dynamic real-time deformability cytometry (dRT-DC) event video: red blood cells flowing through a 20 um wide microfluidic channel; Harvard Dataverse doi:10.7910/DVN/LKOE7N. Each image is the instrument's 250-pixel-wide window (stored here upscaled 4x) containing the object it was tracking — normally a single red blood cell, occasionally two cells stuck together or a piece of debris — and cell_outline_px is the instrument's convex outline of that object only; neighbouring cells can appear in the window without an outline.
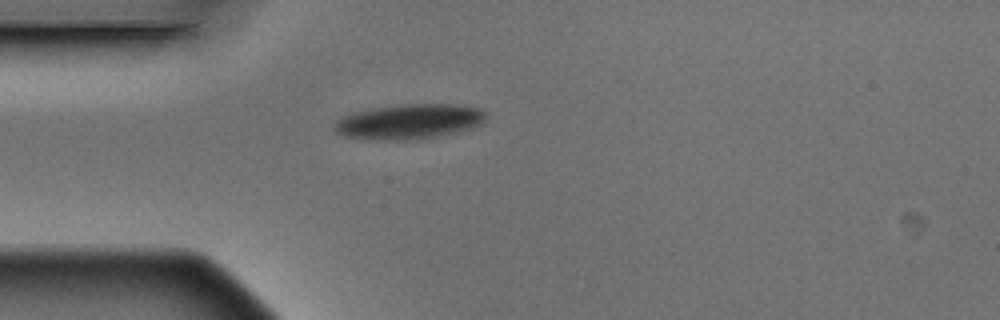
{"species": "Egyptian fruit bat (a non-hibernating species)", "species_latin": "Rousettus aegyptiacus", "temperature_condition": "warm", "stored_images_in_passage": 1, "camera_frame_rate_fps": 3000, "um_per_image_px": 0.085, "animal": {"sex": "male"}, "frame": {"image": 1, "passage_image": 1, "time_ms": 0.0, "image_size_px": [1000, 320], "cell_outline_px": [[484, 120], [480, 124], [472, 128], [440, 136], [416, 140], [368, 140], [344, 136], [336, 132], [332, 128], [336, 120], [344, 116], [356, 112], [376, 108], [408, 104], [452, 104], [480, 108], [484, 112]], "centroid_in_image_um": [34.75, 10.36], "position_along_channel_um": 50.2, "area_um2": 30.87}}